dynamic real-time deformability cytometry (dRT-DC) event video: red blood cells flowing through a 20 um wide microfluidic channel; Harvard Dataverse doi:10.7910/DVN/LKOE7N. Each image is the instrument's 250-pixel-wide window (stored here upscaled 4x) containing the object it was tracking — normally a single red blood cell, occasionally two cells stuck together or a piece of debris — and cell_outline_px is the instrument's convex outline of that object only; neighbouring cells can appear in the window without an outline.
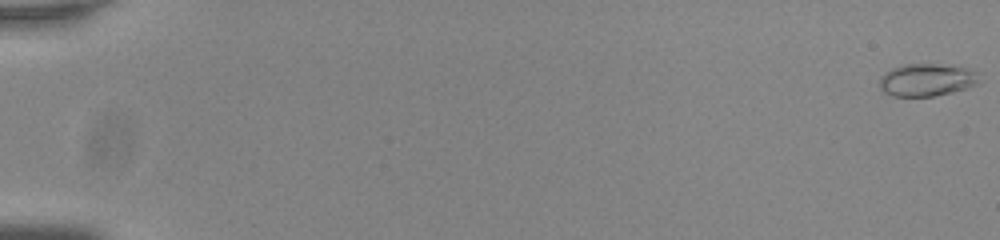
{"species": "common noctule bat (a hibernating species)", "species_latin": "Nyctalus noctula", "temperature_condition": "room temperature", "stored_images_in_passage": 56, "camera_frame_rate_fps": 3000, "um_per_image_px": 0.085, "animal": {"sex": "male", "body_mass_g": 20.0, "forearm_length_mm": 53.3}, "frame": {"image": 1, "passage_image": 1, "time_ms": 0.0, "image_size_px": [1000, 240], "cell_outline_px": [[976, 84], [952, 92], [932, 96], [892, 96], [884, 92], [880, 88], [880, 76], [884, 72], [892, 68], [904, 64], [936, 64], [964, 68], [976, 72]], "centroid_in_image_um": [78.67, 6.79], "position_along_channel_um": 6.3, "area_um2": 18.5}}
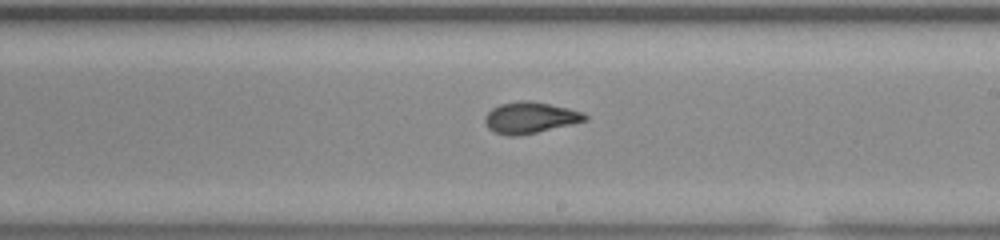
{"frame": {"image": 2, "passage_image": 35, "time_ms": 11.333, "image_size_px": [1000, 240], "cell_outline_px": [[588, 120], [572, 124], [536, 132], [516, 136], [508, 136], [492, 132], [488, 128], [484, 120], [484, 116], [492, 108], [500, 104], [520, 100], [528, 100], [568, 108], [584, 112], [588, 116]], "centroid_in_image_um": [45.04, 10.0], "position_along_channel_um": 244.0, "area_um2": 18.26}}
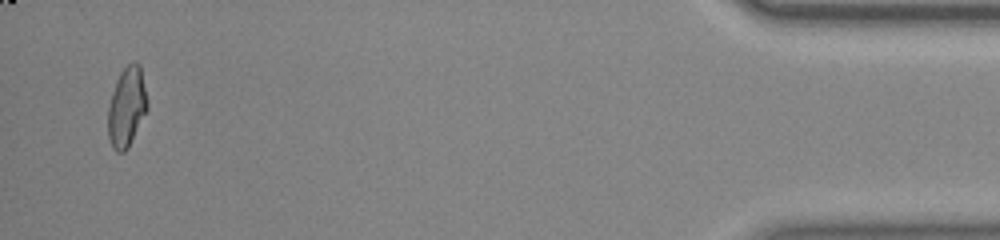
{"frame": {"image": 3, "passage_image": 55, "time_ms": 18.0, "image_size_px": [1000, 240], "cell_outline_px": [[148, 108], [128, 148], [124, 152], [116, 152], [112, 148], [108, 136], [108, 108], [112, 92], [116, 80], [120, 72], [132, 60], [136, 60], [140, 64], [148, 100]], "centroid_in_image_um": [10.78, 9.07], "position_along_channel_um": 424.4, "area_um2": 18.5}, "authors_computed_cell_mechanics": {"area_um2": 18.1492, "velocity_mm_per_s": 3.7999, "shape_relaxation_time_tau1_ms": null, "shape_relaxation_time_tau2_ms": 0.9266, "deformation_change_tau1": null, "deformation_change_tau2": 0.063}}